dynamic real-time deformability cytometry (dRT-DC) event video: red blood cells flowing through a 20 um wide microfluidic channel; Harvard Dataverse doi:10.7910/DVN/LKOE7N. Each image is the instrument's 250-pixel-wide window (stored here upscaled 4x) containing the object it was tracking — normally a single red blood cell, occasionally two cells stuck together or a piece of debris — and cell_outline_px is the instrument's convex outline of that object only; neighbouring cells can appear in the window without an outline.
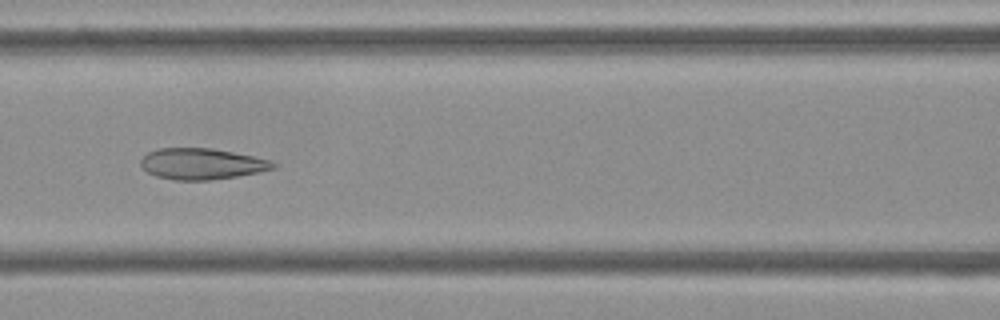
{"species": "Egyptian fruit bat (a non-hibernating species)", "species_latin": "Rousettus aegyptiacus", "temperature_condition": "cold", "stored_images_in_passage": 40, "camera_frame_rate_fps": 3000, "um_per_image_px": 0.085, "frame": {"image": 1, "passage_image": 10, "time_ms": 3.0, "image_size_px": [1000, 320], "cell_outline_px": [[276, 168], [236, 176], [208, 180], [176, 180], [156, 176], [148, 172], [140, 164], [140, 160], [148, 152], [160, 148], [212, 148], [272, 160], [276, 164]], "centroid_in_image_um": [17.14, 13.92], "position_along_channel_um": 149.5, "area_um2": 23.76}}
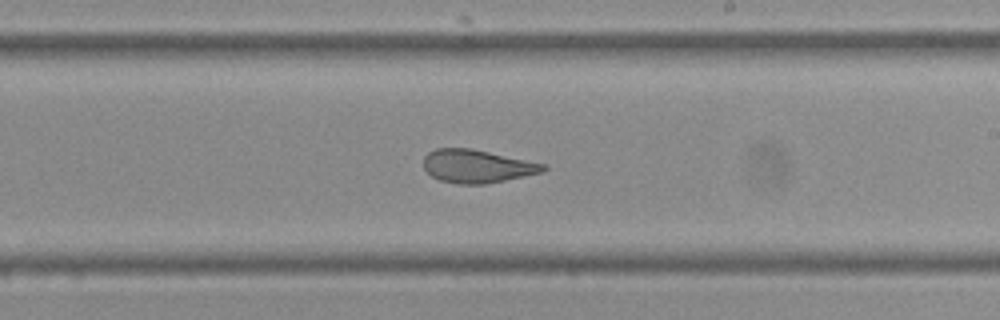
{"frame": {"image": 2, "passage_image": 18, "time_ms": 5.667, "image_size_px": [1000, 320], "cell_outline_px": [[548, 168], [544, 172], [484, 184], [460, 184], [440, 180], [432, 176], [424, 168], [424, 156], [428, 152], [436, 148], [472, 148], [544, 164]], "centroid_in_image_um": [40.53, 14.12], "position_along_channel_um": 248.5, "area_um2": 22.95}}
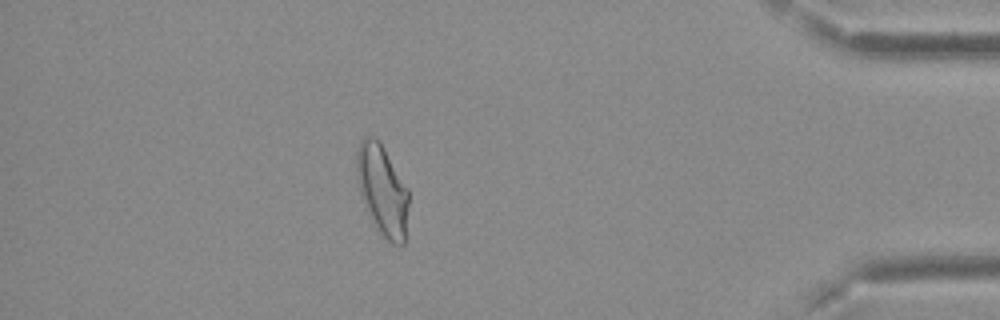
{"frame": {"image": 3, "passage_image": 34, "time_ms": 11.0, "image_size_px": [1000, 320], "cell_outline_px": [[408, 204], [404, 244], [392, 244], [372, 224], [360, 188], [356, 168], [356, 152], [360, 140], [364, 136], [376, 136], [380, 140], [408, 188]], "centroid_in_image_um": [32.5, 16.1], "position_along_channel_um": 402.7, "area_um2": 27.28}, "authors_computed_cell_mechanics": {"area_um2": 24.5361, "velocity_mm_per_s": 3.7188, "shape_relaxation_time_tau1_ms": null, "shape_relaxation_time_tau2_ms": 1.4788, "deformation_change_tau1": null, "deformation_change_tau2": 0.0952}}